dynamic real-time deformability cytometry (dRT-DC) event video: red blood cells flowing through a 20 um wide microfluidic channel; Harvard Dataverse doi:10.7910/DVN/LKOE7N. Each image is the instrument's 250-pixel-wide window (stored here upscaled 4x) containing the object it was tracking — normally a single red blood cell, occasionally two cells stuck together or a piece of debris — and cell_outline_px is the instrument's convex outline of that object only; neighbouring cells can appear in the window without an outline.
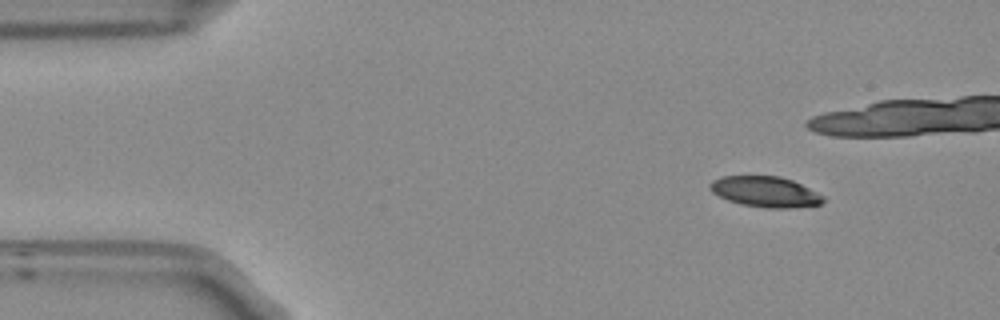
{"species": "Egyptian fruit bat (a non-hibernating species)", "species_latin": "Rousettus aegyptiacus", "temperature_condition": "room temperature", "stored_images_in_passage": 37, "camera_frame_rate_fps": 3000, "um_per_image_px": 0.085, "frame": {"image": 1, "passage_image": 1, "time_ms": 0.0, "image_size_px": [1000, 320], "cell_outline_px": [[824, 200], [820, 204], [788, 208], [768, 208], [744, 204], [728, 200], [712, 192], [708, 188], [708, 184], [712, 180], [720, 176], [780, 176], [792, 180], [824, 196]], "centroid_in_image_um": [65.01, 16.28], "position_along_channel_um": 20.0, "area_um2": 20.0}}
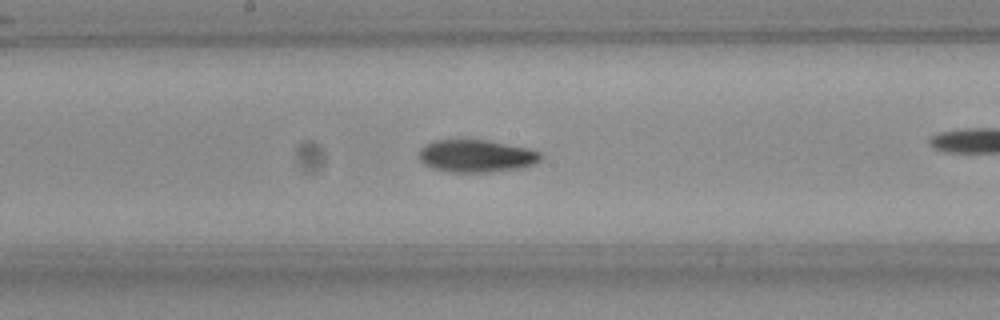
{"frame": {"image": 2, "passage_image": 22, "time_ms": 7.0, "image_size_px": [1000, 320], "cell_outline_px": [[544, 156], [536, 164], [524, 168], [492, 172], [444, 172], [432, 168], [424, 164], [420, 160], [420, 148], [424, 144], [436, 140], [484, 140], [524, 148], [540, 152]], "centroid_in_image_um": [40.48, 13.28], "position_along_channel_um": 207.7, "area_um2": 23.12}}